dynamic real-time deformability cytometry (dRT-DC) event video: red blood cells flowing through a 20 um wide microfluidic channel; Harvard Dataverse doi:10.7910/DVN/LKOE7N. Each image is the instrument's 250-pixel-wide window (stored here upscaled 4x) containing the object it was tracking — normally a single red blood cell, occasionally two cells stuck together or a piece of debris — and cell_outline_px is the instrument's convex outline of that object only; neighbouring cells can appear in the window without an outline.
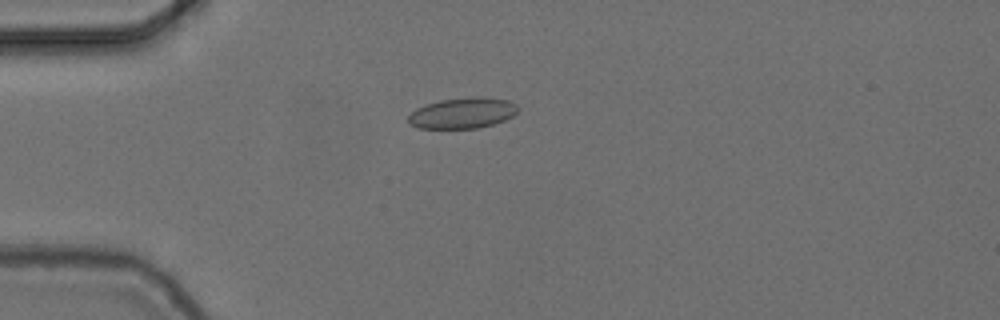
{"species": "common noctule bat (a hibernating species)", "species_latin": "Nyctalus noctula", "temperature_condition": "cold", "stored_images_in_passage": 56, "camera_frame_rate_fps": 3000, "um_per_image_px": 0.085, "animal": {"sex": "female", "body_mass_g": 24.6, "forearm_length_mm": 56.2}, "frame": {"image": 1, "passage_image": 15, "time_ms": 4.667, "image_size_px": [1000, 320], "cell_outline_px": [[520, 108], [512, 116], [504, 120], [492, 124], [476, 128], [416, 128], [408, 124], [408, 116], [416, 108], [440, 100], [472, 96], [508, 100], [516, 104]], "centroid_in_image_um": [39.3, 9.61], "position_along_channel_um": 45.7, "area_um2": 19.59}}
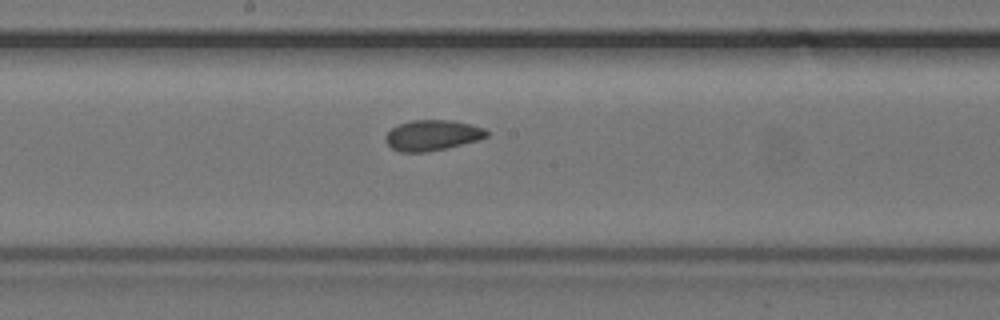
{"frame": {"image": 2, "passage_image": 30, "time_ms": 9.667, "image_size_px": [1000, 320], "cell_outline_px": [[488, 136], [480, 140], [444, 148], [424, 152], [400, 152], [392, 148], [384, 140], [384, 136], [396, 124], [408, 120], [452, 120], [472, 124], [484, 128], [488, 132]], "centroid_in_image_um": [36.73, 11.48], "position_along_channel_um": 211.5, "area_um2": 18.15}}
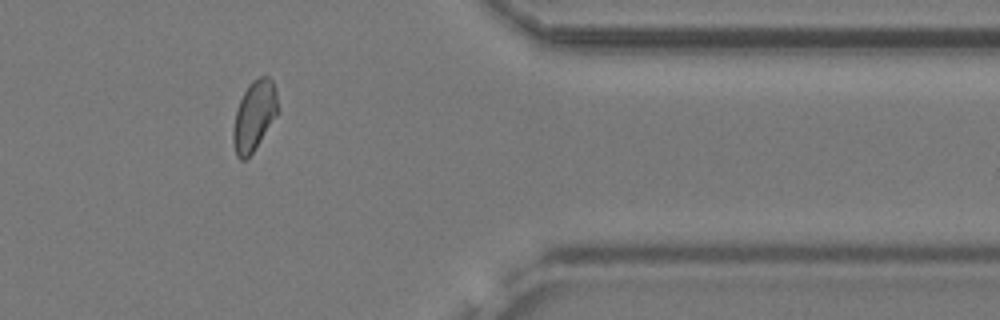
{"frame": {"image": 3, "passage_image": 46, "time_ms": 15.0, "image_size_px": [1000, 320], "cell_outline_px": [[280, 112], [252, 152], [244, 160], [240, 160], [236, 156], [232, 140], [232, 132], [236, 112], [240, 100], [248, 84], [252, 80], [260, 76], [268, 76], [272, 80], [276, 88], [280, 108]], "centroid_in_image_um": [21.64, 9.81], "position_along_channel_um": 389.8, "area_um2": 18.5}, "authors_computed_cell_mechanics": {"area_um2": 18.4382, "velocity_mm_per_s": 3.7141, "shape_relaxation_time_tau1_ms": 2.1925, "shape_relaxation_time_tau2_ms": 2.2744, "deformation_change_tau1": 0.0458, "deformation_change_tau2": 0.0772}}